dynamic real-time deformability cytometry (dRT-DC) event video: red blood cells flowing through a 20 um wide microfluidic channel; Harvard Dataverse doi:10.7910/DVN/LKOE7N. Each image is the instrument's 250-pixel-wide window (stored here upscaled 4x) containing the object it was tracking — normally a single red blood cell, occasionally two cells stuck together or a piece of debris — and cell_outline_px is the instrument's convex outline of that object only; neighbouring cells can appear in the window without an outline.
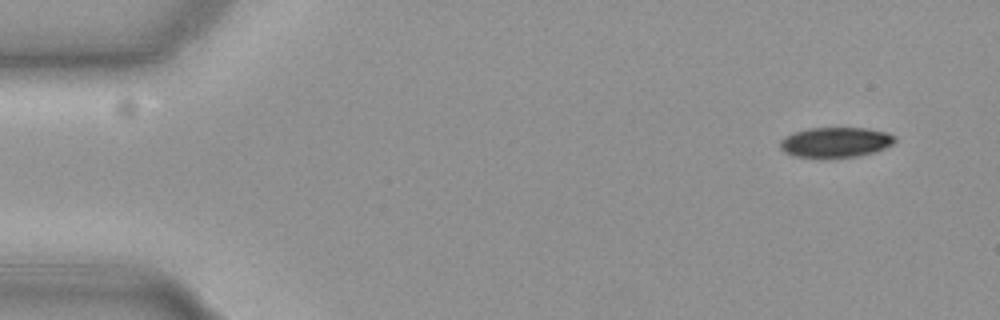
{"species": "common noctule bat (a hibernating species)", "species_latin": "Nyctalus noctula", "temperature_condition": "cold", "stored_images_in_passage": 7, "camera_frame_rate_fps": 3000, "um_per_image_px": 0.085, "animal": {"sex": "female", "body_mass_g": 19.3, "forearm_length_mm": 54.1}, "frame": {"image": 1, "passage_image": 1, "time_ms": 0.0, "image_size_px": [1000, 320], "cell_outline_px": [[896, 140], [892, 144], [884, 148], [872, 152], [856, 156], [828, 160], [820, 160], [792, 156], [784, 152], [780, 148], [780, 140], [796, 132], [812, 128], [864, 128], [884, 132], [892, 136]], "centroid_in_image_um": [70.95, 12.15], "position_along_channel_um": 14.1, "area_um2": 20.4}}